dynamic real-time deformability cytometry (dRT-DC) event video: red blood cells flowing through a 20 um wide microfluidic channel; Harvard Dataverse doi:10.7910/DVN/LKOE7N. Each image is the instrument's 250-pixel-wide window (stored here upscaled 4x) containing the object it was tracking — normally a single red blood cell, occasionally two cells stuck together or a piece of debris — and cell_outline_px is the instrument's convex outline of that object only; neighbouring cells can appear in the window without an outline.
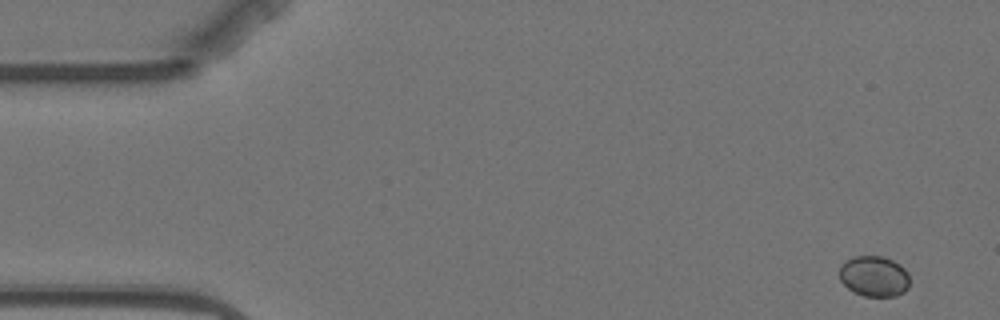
{"species": "Egyptian fruit bat (a non-hibernating species)", "species_latin": "Rousettus aegyptiacus", "temperature_condition": "warm", "stored_images_in_passage": 4, "camera_frame_rate_fps": 3000, "um_per_image_px": 0.085, "animal": {"sex": "female"}, "frame": {"image": 1, "passage_image": 1, "time_ms": 0.0, "image_size_px": [1000, 320], "cell_outline_px": [[908, 288], [904, 292], [896, 296], [864, 296], [852, 292], [840, 280], [840, 264], [844, 260], [852, 256], [880, 256], [892, 260], [900, 264], [908, 272]], "centroid_in_image_um": [74.28, 23.47], "position_along_channel_um": 10.7, "area_um2": 16.82}}